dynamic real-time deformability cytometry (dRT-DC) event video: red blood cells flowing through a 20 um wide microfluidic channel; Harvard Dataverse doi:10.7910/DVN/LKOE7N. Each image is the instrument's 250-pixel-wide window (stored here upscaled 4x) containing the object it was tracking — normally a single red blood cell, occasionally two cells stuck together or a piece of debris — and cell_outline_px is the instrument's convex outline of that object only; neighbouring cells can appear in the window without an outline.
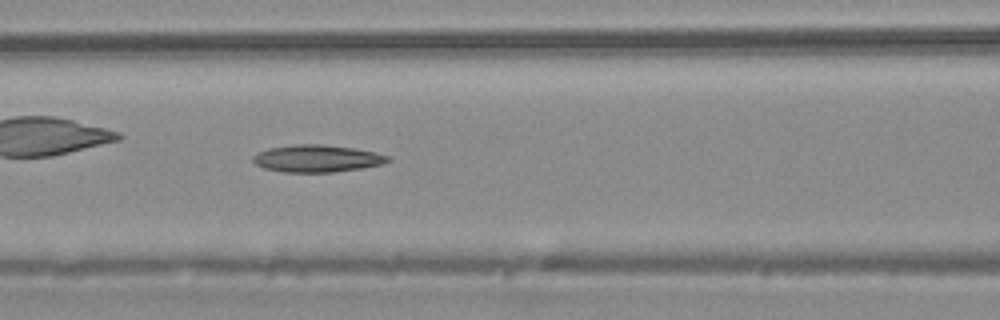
{"species": "common noctule bat (a hibernating species)", "species_latin": "Nyctalus noctula", "temperature_condition": "warm", "stored_images_in_passage": 46, "camera_frame_rate_fps": 3000, "um_per_image_px": 0.085, "animal": {"sex": "male", "body_mass_g": 20.4}, "frame": {"image": 1, "passage_image": 20, "time_ms": 6.333, "image_size_px": [1000, 320], "cell_outline_px": [[392, 160], [384, 164], [360, 168], [332, 172], [284, 172], [264, 168], [256, 164], [252, 160], [252, 156], [268, 148], [296, 144], [320, 144], [352, 148], [372, 152], [388, 156]], "centroid_in_image_um": [26.93, 13.47], "position_along_channel_um": 139.7, "area_um2": 21.15}}